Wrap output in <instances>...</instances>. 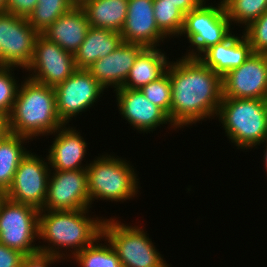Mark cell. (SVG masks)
I'll return each mask as SVG.
<instances>
[{
    "mask_svg": "<svg viewBox=\"0 0 267 267\" xmlns=\"http://www.w3.org/2000/svg\"><path fill=\"white\" fill-rule=\"evenodd\" d=\"M170 121L177 128L217 116L222 101V77L198 58L182 56L169 63ZM216 114V115H215Z\"/></svg>",
    "mask_w": 267,
    "mask_h": 267,
    "instance_id": "6da1fadb",
    "label": "cell"
},
{
    "mask_svg": "<svg viewBox=\"0 0 267 267\" xmlns=\"http://www.w3.org/2000/svg\"><path fill=\"white\" fill-rule=\"evenodd\" d=\"M88 212L89 209L74 211L39 210L38 239L48 242L47 245H49H38L39 252L52 254L64 260L66 256L71 258V255L74 256L85 247L93 244L102 236L105 219L104 217L103 219H101L102 217H89ZM62 248H66L64 251L68 249L72 254L66 252L65 255V252L63 253L61 250Z\"/></svg>",
    "mask_w": 267,
    "mask_h": 267,
    "instance_id": "7a4b0ae2",
    "label": "cell"
},
{
    "mask_svg": "<svg viewBox=\"0 0 267 267\" xmlns=\"http://www.w3.org/2000/svg\"><path fill=\"white\" fill-rule=\"evenodd\" d=\"M19 85L13 108L8 116L9 131L32 141L52 135L64 124L56 111V93L50 87L27 77Z\"/></svg>",
    "mask_w": 267,
    "mask_h": 267,
    "instance_id": "3957f363",
    "label": "cell"
},
{
    "mask_svg": "<svg viewBox=\"0 0 267 267\" xmlns=\"http://www.w3.org/2000/svg\"><path fill=\"white\" fill-rule=\"evenodd\" d=\"M217 117L237 149L257 148L267 138V99L222 97Z\"/></svg>",
    "mask_w": 267,
    "mask_h": 267,
    "instance_id": "277c9868",
    "label": "cell"
},
{
    "mask_svg": "<svg viewBox=\"0 0 267 267\" xmlns=\"http://www.w3.org/2000/svg\"><path fill=\"white\" fill-rule=\"evenodd\" d=\"M112 155H101L88 164L89 199L123 202L138 194L139 182L130 161ZM95 199V200H94Z\"/></svg>",
    "mask_w": 267,
    "mask_h": 267,
    "instance_id": "5b68a950",
    "label": "cell"
},
{
    "mask_svg": "<svg viewBox=\"0 0 267 267\" xmlns=\"http://www.w3.org/2000/svg\"><path fill=\"white\" fill-rule=\"evenodd\" d=\"M102 236L112 245L123 267L170 266L141 226H129L113 217L105 218Z\"/></svg>",
    "mask_w": 267,
    "mask_h": 267,
    "instance_id": "8992f818",
    "label": "cell"
},
{
    "mask_svg": "<svg viewBox=\"0 0 267 267\" xmlns=\"http://www.w3.org/2000/svg\"><path fill=\"white\" fill-rule=\"evenodd\" d=\"M230 30L231 24L223 2L220 0L215 7L204 1L199 7L185 14L180 36L187 37L192 50L189 49L184 56L198 58L209 47L221 43L233 33Z\"/></svg>",
    "mask_w": 267,
    "mask_h": 267,
    "instance_id": "52a82bcc",
    "label": "cell"
},
{
    "mask_svg": "<svg viewBox=\"0 0 267 267\" xmlns=\"http://www.w3.org/2000/svg\"><path fill=\"white\" fill-rule=\"evenodd\" d=\"M39 210L27 204L13 202L6 197L0 201V243L26 255L39 252Z\"/></svg>",
    "mask_w": 267,
    "mask_h": 267,
    "instance_id": "ba28073f",
    "label": "cell"
},
{
    "mask_svg": "<svg viewBox=\"0 0 267 267\" xmlns=\"http://www.w3.org/2000/svg\"><path fill=\"white\" fill-rule=\"evenodd\" d=\"M30 151L21 160L9 189L4 196L16 203L27 204L41 210L47 195L50 166Z\"/></svg>",
    "mask_w": 267,
    "mask_h": 267,
    "instance_id": "9c48e42d",
    "label": "cell"
},
{
    "mask_svg": "<svg viewBox=\"0 0 267 267\" xmlns=\"http://www.w3.org/2000/svg\"><path fill=\"white\" fill-rule=\"evenodd\" d=\"M56 111L63 124L68 125L74 116L90 109L104 88L87 69H77L64 82L54 87Z\"/></svg>",
    "mask_w": 267,
    "mask_h": 267,
    "instance_id": "30bf717a",
    "label": "cell"
},
{
    "mask_svg": "<svg viewBox=\"0 0 267 267\" xmlns=\"http://www.w3.org/2000/svg\"><path fill=\"white\" fill-rule=\"evenodd\" d=\"M26 70L32 72L28 78L33 81L55 87L70 77L77 67L74 54L62 49L43 34H38L33 58Z\"/></svg>",
    "mask_w": 267,
    "mask_h": 267,
    "instance_id": "8fae6325",
    "label": "cell"
},
{
    "mask_svg": "<svg viewBox=\"0 0 267 267\" xmlns=\"http://www.w3.org/2000/svg\"><path fill=\"white\" fill-rule=\"evenodd\" d=\"M38 32L26 17L0 13V45L3 67L27 69L34 55V43Z\"/></svg>",
    "mask_w": 267,
    "mask_h": 267,
    "instance_id": "7c38bea8",
    "label": "cell"
},
{
    "mask_svg": "<svg viewBox=\"0 0 267 267\" xmlns=\"http://www.w3.org/2000/svg\"><path fill=\"white\" fill-rule=\"evenodd\" d=\"M90 208L87 169L50 171L46 200L41 210L74 211Z\"/></svg>",
    "mask_w": 267,
    "mask_h": 267,
    "instance_id": "4fadbf2b",
    "label": "cell"
},
{
    "mask_svg": "<svg viewBox=\"0 0 267 267\" xmlns=\"http://www.w3.org/2000/svg\"><path fill=\"white\" fill-rule=\"evenodd\" d=\"M223 97L267 99V55L252 53L222 77Z\"/></svg>",
    "mask_w": 267,
    "mask_h": 267,
    "instance_id": "5bb4252c",
    "label": "cell"
},
{
    "mask_svg": "<svg viewBox=\"0 0 267 267\" xmlns=\"http://www.w3.org/2000/svg\"><path fill=\"white\" fill-rule=\"evenodd\" d=\"M120 115L138 132L154 131L158 126L169 124L176 129L168 115L157 105L149 101L140 89L122 88L115 90Z\"/></svg>",
    "mask_w": 267,
    "mask_h": 267,
    "instance_id": "9a60e30c",
    "label": "cell"
},
{
    "mask_svg": "<svg viewBox=\"0 0 267 267\" xmlns=\"http://www.w3.org/2000/svg\"><path fill=\"white\" fill-rule=\"evenodd\" d=\"M120 34L123 42L144 47L159 46L167 38L157 27L153 0H128L126 20Z\"/></svg>",
    "mask_w": 267,
    "mask_h": 267,
    "instance_id": "2e32d148",
    "label": "cell"
},
{
    "mask_svg": "<svg viewBox=\"0 0 267 267\" xmlns=\"http://www.w3.org/2000/svg\"><path fill=\"white\" fill-rule=\"evenodd\" d=\"M144 48L141 44L122 42L114 51L98 59L87 70L104 89L111 86L115 91L123 86L136 57Z\"/></svg>",
    "mask_w": 267,
    "mask_h": 267,
    "instance_id": "e0dca14e",
    "label": "cell"
},
{
    "mask_svg": "<svg viewBox=\"0 0 267 267\" xmlns=\"http://www.w3.org/2000/svg\"><path fill=\"white\" fill-rule=\"evenodd\" d=\"M53 135H55L54 141L49 146V154L46 155L51 171L80 170L88 167V164L86 166L82 164L87 153V143L80 132L64 124Z\"/></svg>",
    "mask_w": 267,
    "mask_h": 267,
    "instance_id": "ac0fdd59",
    "label": "cell"
},
{
    "mask_svg": "<svg viewBox=\"0 0 267 267\" xmlns=\"http://www.w3.org/2000/svg\"><path fill=\"white\" fill-rule=\"evenodd\" d=\"M252 53L251 45L244 34L240 37L231 33L221 43L205 50L198 59L223 77L243 64Z\"/></svg>",
    "mask_w": 267,
    "mask_h": 267,
    "instance_id": "d6986e66",
    "label": "cell"
},
{
    "mask_svg": "<svg viewBox=\"0 0 267 267\" xmlns=\"http://www.w3.org/2000/svg\"><path fill=\"white\" fill-rule=\"evenodd\" d=\"M89 28L90 24L84 10L75 5L42 34L62 49L74 54L81 46Z\"/></svg>",
    "mask_w": 267,
    "mask_h": 267,
    "instance_id": "ffe728a7",
    "label": "cell"
},
{
    "mask_svg": "<svg viewBox=\"0 0 267 267\" xmlns=\"http://www.w3.org/2000/svg\"><path fill=\"white\" fill-rule=\"evenodd\" d=\"M122 42L119 32L90 27L81 46L74 53L77 69H87L98 59L114 51Z\"/></svg>",
    "mask_w": 267,
    "mask_h": 267,
    "instance_id": "44dd1931",
    "label": "cell"
},
{
    "mask_svg": "<svg viewBox=\"0 0 267 267\" xmlns=\"http://www.w3.org/2000/svg\"><path fill=\"white\" fill-rule=\"evenodd\" d=\"M165 52L157 47H145L136 57L122 88L141 89L160 78L170 63Z\"/></svg>",
    "mask_w": 267,
    "mask_h": 267,
    "instance_id": "7402d4cb",
    "label": "cell"
},
{
    "mask_svg": "<svg viewBox=\"0 0 267 267\" xmlns=\"http://www.w3.org/2000/svg\"><path fill=\"white\" fill-rule=\"evenodd\" d=\"M90 27L121 32L126 20L128 0H85L79 5Z\"/></svg>",
    "mask_w": 267,
    "mask_h": 267,
    "instance_id": "603a6c76",
    "label": "cell"
},
{
    "mask_svg": "<svg viewBox=\"0 0 267 267\" xmlns=\"http://www.w3.org/2000/svg\"><path fill=\"white\" fill-rule=\"evenodd\" d=\"M27 140L29 143L30 139L10 133L0 141V190L3 193L11 186L18 165L29 152L23 145Z\"/></svg>",
    "mask_w": 267,
    "mask_h": 267,
    "instance_id": "cb8c5ba5",
    "label": "cell"
},
{
    "mask_svg": "<svg viewBox=\"0 0 267 267\" xmlns=\"http://www.w3.org/2000/svg\"><path fill=\"white\" fill-rule=\"evenodd\" d=\"M106 241L104 245L100 241ZM99 242V243H98ZM103 236L82 251L71 256L80 267H123L112 245Z\"/></svg>",
    "mask_w": 267,
    "mask_h": 267,
    "instance_id": "d4e9b609",
    "label": "cell"
},
{
    "mask_svg": "<svg viewBox=\"0 0 267 267\" xmlns=\"http://www.w3.org/2000/svg\"><path fill=\"white\" fill-rule=\"evenodd\" d=\"M75 4L71 0H38L34 10L27 17L28 23L42 34L61 15Z\"/></svg>",
    "mask_w": 267,
    "mask_h": 267,
    "instance_id": "484cf974",
    "label": "cell"
},
{
    "mask_svg": "<svg viewBox=\"0 0 267 267\" xmlns=\"http://www.w3.org/2000/svg\"><path fill=\"white\" fill-rule=\"evenodd\" d=\"M222 2L230 24L238 23V25H244V28L267 11V0H223Z\"/></svg>",
    "mask_w": 267,
    "mask_h": 267,
    "instance_id": "4316f807",
    "label": "cell"
},
{
    "mask_svg": "<svg viewBox=\"0 0 267 267\" xmlns=\"http://www.w3.org/2000/svg\"><path fill=\"white\" fill-rule=\"evenodd\" d=\"M154 17L158 29L166 36H180L185 15L173 4L153 0Z\"/></svg>",
    "mask_w": 267,
    "mask_h": 267,
    "instance_id": "83f0119b",
    "label": "cell"
},
{
    "mask_svg": "<svg viewBox=\"0 0 267 267\" xmlns=\"http://www.w3.org/2000/svg\"><path fill=\"white\" fill-rule=\"evenodd\" d=\"M140 90L149 101L160 107L170 119L171 83L167 71L160 78L148 83Z\"/></svg>",
    "mask_w": 267,
    "mask_h": 267,
    "instance_id": "f1b7e54d",
    "label": "cell"
},
{
    "mask_svg": "<svg viewBox=\"0 0 267 267\" xmlns=\"http://www.w3.org/2000/svg\"><path fill=\"white\" fill-rule=\"evenodd\" d=\"M13 69L15 67H0V114L7 117L11 113L20 85L13 76Z\"/></svg>",
    "mask_w": 267,
    "mask_h": 267,
    "instance_id": "f546056e",
    "label": "cell"
},
{
    "mask_svg": "<svg viewBox=\"0 0 267 267\" xmlns=\"http://www.w3.org/2000/svg\"><path fill=\"white\" fill-rule=\"evenodd\" d=\"M243 30L253 53L267 54V11Z\"/></svg>",
    "mask_w": 267,
    "mask_h": 267,
    "instance_id": "4dcf8cb0",
    "label": "cell"
},
{
    "mask_svg": "<svg viewBox=\"0 0 267 267\" xmlns=\"http://www.w3.org/2000/svg\"><path fill=\"white\" fill-rule=\"evenodd\" d=\"M59 261L62 260L55 255L37 252L31 255H26L20 267H49L54 262L56 263Z\"/></svg>",
    "mask_w": 267,
    "mask_h": 267,
    "instance_id": "1f68e13d",
    "label": "cell"
},
{
    "mask_svg": "<svg viewBox=\"0 0 267 267\" xmlns=\"http://www.w3.org/2000/svg\"><path fill=\"white\" fill-rule=\"evenodd\" d=\"M37 2L38 0H7L6 12L27 18Z\"/></svg>",
    "mask_w": 267,
    "mask_h": 267,
    "instance_id": "d6a6232c",
    "label": "cell"
},
{
    "mask_svg": "<svg viewBox=\"0 0 267 267\" xmlns=\"http://www.w3.org/2000/svg\"><path fill=\"white\" fill-rule=\"evenodd\" d=\"M25 255L0 243V267H20Z\"/></svg>",
    "mask_w": 267,
    "mask_h": 267,
    "instance_id": "836d02e7",
    "label": "cell"
},
{
    "mask_svg": "<svg viewBox=\"0 0 267 267\" xmlns=\"http://www.w3.org/2000/svg\"><path fill=\"white\" fill-rule=\"evenodd\" d=\"M205 0H162V3H169L176 6L184 15L199 7Z\"/></svg>",
    "mask_w": 267,
    "mask_h": 267,
    "instance_id": "e575fe53",
    "label": "cell"
},
{
    "mask_svg": "<svg viewBox=\"0 0 267 267\" xmlns=\"http://www.w3.org/2000/svg\"><path fill=\"white\" fill-rule=\"evenodd\" d=\"M10 134L8 117L0 114V141Z\"/></svg>",
    "mask_w": 267,
    "mask_h": 267,
    "instance_id": "d590c367",
    "label": "cell"
},
{
    "mask_svg": "<svg viewBox=\"0 0 267 267\" xmlns=\"http://www.w3.org/2000/svg\"><path fill=\"white\" fill-rule=\"evenodd\" d=\"M263 142H264L266 145H265ZM261 144H264V147L266 146V147H265L266 149L264 150L265 153H264V156H263V159H264L263 161H264V164H265L264 166H265V169H266L265 172H266V174H267V138H266L265 140H263V141L259 144V146H260Z\"/></svg>",
    "mask_w": 267,
    "mask_h": 267,
    "instance_id": "8d00e7d4",
    "label": "cell"
},
{
    "mask_svg": "<svg viewBox=\"0 0 267 267\" xmlns=\"http://www.w3.org/2000/svg\"><path fill=\"white\" fill-rule=\"evenodd\" d=\"M7 0H0V13L6 12Z\"/></svg>",
    "mask_w": 267,
    "mask_h": 267,
    "instance_id": "74e56055",
    "label": "cell"
},
{
    "mask_svg": "<svg viewBox=\"0 0 267 267\" xmlns=\"http://www.w3.org/2000/svg\"><path fill=\"white\" fill-rule=\"evenodd\" d=\"M0 67H3V53L1 50V45H0Z\"/></svg>",
    "mask_w": 267,
    "mask_h": 267,
    "instance_id": "f35d334b",
    "label": "cell"
},
{
    "mask_svg": "<svg viewBox=\"0 0 267 267\" xmlns=\"http://www.w3.org/2000/svg\"><path fill=\"white\" fill-rule=\"evenodd\" d=\"M75 5H80L85 0H71Z\"/></svg>",
    "mask_w": 267,
    "mask_h": 267,
    "instance_id": "ab89813d",
    "label": "cell"
},
{
    "mask_svg": "<svg viewBox=\"0 0 267 267\" xmlns=\"http://www.w3.org/2000/svg\"><path fill=\"white\" fill-rule=\"evenodd\" d=\"M4 193L0 190V201L4 198Z\"/></svg>",
    "mask_w": 267,
    "mask_h": 267,
    "instance_id": "60d3db41",
    "label": "cell"
}]
</instances>
